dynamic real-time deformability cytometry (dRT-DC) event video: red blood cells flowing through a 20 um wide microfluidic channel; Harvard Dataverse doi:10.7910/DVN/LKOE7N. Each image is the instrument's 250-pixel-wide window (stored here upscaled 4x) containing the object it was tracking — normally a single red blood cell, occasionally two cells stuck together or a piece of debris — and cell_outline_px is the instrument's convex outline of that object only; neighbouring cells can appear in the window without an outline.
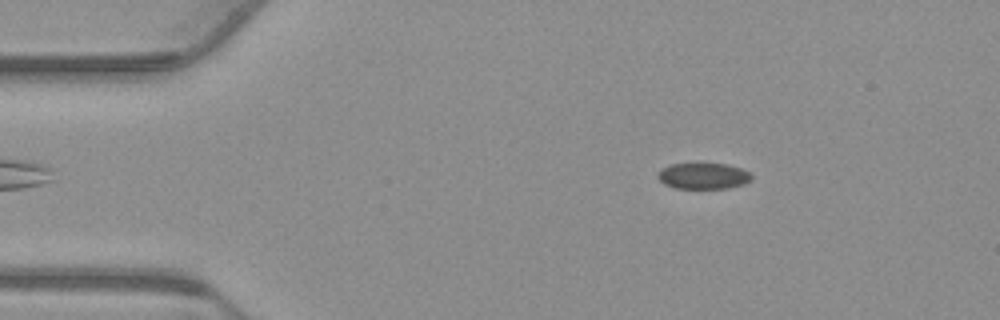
{"species": "common noctule bat (a hibernating species)", "species_latin": "Nyctalus noctula", "temperature_condition": "warm", "stored_images_in_passage": 54, "camera_frame_rate_fps": 3000, "um_per_image_px": 0.085, "animal": {"sex": "male", "body_mass_g": 23.1, "forearm_length_mm": 52.7}, "frame": {"image": 1, "passage_image": 6, "time_ms": 1.667, "image_size_px": [1000, 320], "cell_outline_px": [[752, 180], [744, 184], [728, 188], [676, 188], [664, 184], [656, 176], [660, 168], [672, 164], [728, 164], [740, 168], [748, 172], [752, 176]], "centroid_in_image_um": [59.77, 14.96], "position_along_channel_um": 25.2, "area_um2": 14.22}}
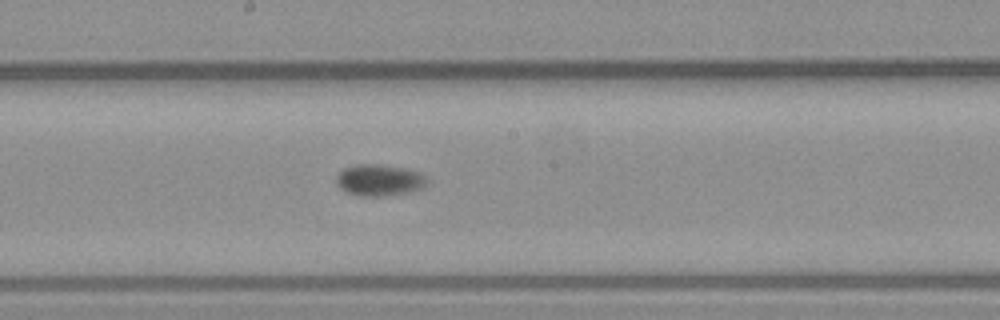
{"frame": {"image": 2, "passage_image": 27, "time_ms": 8.667, "image_size_px": [1000, 320], "cell_outline_px": [[428, 180], [420, 188], [412, 192], [384, 196], [360, 196], [348, 192], [340, 188], [336, 184], [336, 176], [344, 168], [356, 164], [380, 164], [404, 168], [420, 172]], "centroid_in_image_um": [32.22, 15.31], "position_along_channel_um": 216.0, "area_um2": 16.65}}
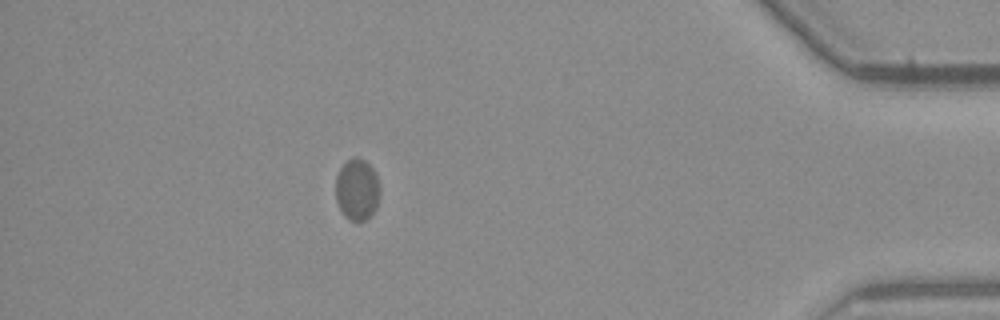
{"frame": {"image": 3, "passage_image": 47, "time_ms": 15.333, "image_size_px": [1000, 320], "cell_outline_px": [[380, 196], [376, 208], [364, 220], [348, 220], [344, 216], [336, 200], [336, 176], [340, 168], [352, 156], [356, 156], [364, 160], [376, 172], [380, 184]], "centroid_in_image_um": [30.37, 16.08], "position_along_channel_um": 404.8, "area_um2": 15.95}, "authors_computed_cell_mechanics": {"area_um2": 15.6927, "velocity_mm_per_s": 3.6449, "shape_relaxation_time_tau1_ms": 2.868, "shape_relaxation_time_tau2_ms": null, "deformation_change_tau1": 0.071, "deformation_change_tau2": null}}